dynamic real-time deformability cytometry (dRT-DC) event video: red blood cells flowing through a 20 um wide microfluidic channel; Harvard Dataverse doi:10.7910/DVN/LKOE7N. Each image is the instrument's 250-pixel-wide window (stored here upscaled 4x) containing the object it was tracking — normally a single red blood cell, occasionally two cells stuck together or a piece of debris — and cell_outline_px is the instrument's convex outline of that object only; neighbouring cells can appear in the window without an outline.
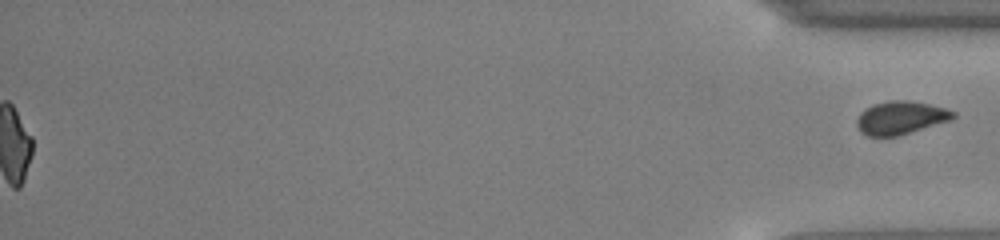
{"species": "common noctule bat (a hibernating species)", "species_latin": "Nyctalus noctula", "temperature_condition": "cold", "stored_images_in_passage": 54, "segment_of_instrument_passage": [2, 2], "camera_frame_rate_fps": 3000, "um_per_image_px": 0.085, "animal": {"sex": "male", "body_mass_g": 13.0, "forearm_length_mm": 53.1}, "frame": {"image": 1, "passage_image": 54, "time_ms": 17.667, "image_size_px": [1000, 240], "cell_outline_px": [[956, 116], [952, 120], [900, 136], [868, 136], [860, 132], [856, 124], [856, 120], [860, 112], [872, 104], [892, 100], [908, 100], [928, 104], [944, 108], [956, 112]], "centroid_in_image_um": [76.56, 10.02], "position_along_channel_um": 358.6, "area_um2": 18.84}}